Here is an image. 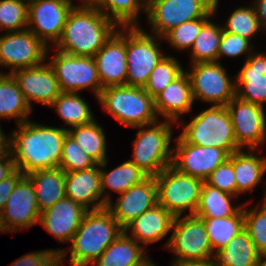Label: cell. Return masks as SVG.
I'll return each mask as SVG.
<instances>
[{
	"instance_id": "277c9868",
	"label": "cell",
	"mask_w": 266,
	"mask_h": 266,
	"mask_svg": "<svg viewBox=\"0 0 266 266\" xmlns=\"http://www.w3.org/2000/svg\"><path fill=\"white\" fill-rule=\"evenodd\" d=\"M180 122L179 125H183L184 129L179 137L185 143L217 147L229 155L241 150L235 140L232 119L226 106L211 105L195 115L189 123L184 120Z\"/></svg>"
},
{
	"instance_id": "60d3db41",
	"label": "cell",
	"mask_w": 266,
	"mask_h": 266,
	"mask_svg": "<svg viewBox=\"0 0 266 266\" xmlns=\"http://www.w3.org/2000/svg\"><path fill=\"white\" fill-rule=\"evenodd\" d=\"M29 0H0V30L17 32L27 29Z\"/></svg>"
},
{
	"instance_id": "e0dca14e",
	"label": "cell",
	"mask_w": 266,
	"mask_h": 266,
	"mask_svg": "<svg viewBox=\"0 0 266 266\" xmlns=\"http://www.w3.org/2000/svg\"><path fill=\"white\" fill-rule=\"evenodd\" d=\"M19 89L32 109V101L51 106L62 92L58 80L49 63L16 70L11 73Z\"/></svg>"
},
{
	"instance_id": "30bf717a",
	"label": "cell",
	"mask_w": 266,
	"mask_h": 266,
	"mask_svg": "<svg viewBox=\"0 0 266 266\" xmlns=\"http://www.w3.org/2000/svg\"><path fill=\"white\" fill-rule=\"evenodd\" d=\"M165 248L175 254L172 262L211 259L214 252L203 219L195 215L175 217Z\"/></svg>"
},
{
	"instance_id": "c3c4849f",
	"label": "cell",
	"mask_w": 266,
	"mask_h": 266,
	"mask_svg": "<svg viewBox=\"0 0 266 266\" xmlns=\"http://www.w3.org/2000/svg\"><path fill=\"white\" fill-rule=\"evenodd\" d=\"M16 170V166L13 161V157L7 151L0 156V181L6 179Z\"/></svg>"
},
{
	"instance_id": "f1b7e54d",
	"label": "cell",
	"mask_w": 266,
	"mask_h": 266,
	"mask_svg": "<svg viewBox=\"0 0 266 266\" xmlns=\"http://www.w3.org/2000/svg\"><path fill=\"white\" fill-rule=\"evenodd\" d=\"M213 259L216 266H259L262 255L243 229L225 247L217 250Z\"/></svg>"
},
{
	"instance_id": "74e56055",
	"label": "cell",
	"mask_w": 266,
	"mask_h": 266,
	"mask_svg": "<svg viewBox=\"0 0 266 266\" xmlns=\"http://www.w3.org/2000/svg\"><path fill=\"white\" fill-rule=\"evenodd\" d=\"M184 71L183 66L176 58L165 55L152 70L144 90L155 98Z\"/></svg>"
},
{
	"instance_id": "1f68e13d",
	"label": "cell",
	"mask_w": 266,
	"mask_h": 266,
	"mask_svg": "<svg viewBox=\"0 0 266 266\" xmlns=\"http://www.w3.org/2000/svg\"><path fill=\"white\" fill-rule=\"evenodd\" d=\"M236 197L212 187L204 181L199 205L194 215L212 219L235 215L243 207V204L234 206L231 203Z\"/></svg>"
},
{
	"instance_id": "bcb514c9",
	"label": "cell",
	"mask_w": 266,
	"mask_h": 266,
	"mask_svg": "<svg viewBox=\"0 0 266 266\" xmlns=\"http://www.w3.org/2000/svg\"><path fill=\"white\" fill-rule=\"evenodd\" d=\"M10 266H63L61 254L57 249H44L29 252L15 260Z\"/></svg>"
},
{
	"instance_id": "ffe728a7",
	"label": "cell",
	"mask_w": 266,
	"mask_h": 266,
	"mask_svg": "<svg viewBox=\"0 0 266 266\" xmlns=\"http://www.w3.org/2000/svg\"><path fill=\"white\" fill-rule=\"evenodd\" d=\"M2 212L10 234L39 223L41 213L35 190L25 175L15 185Z\"/></svg>"
},
{
	"instance_id": "5b68a950",
	"label": "cell",
	"mask_w": 266,
	"mask_h": 266,
	"mask_svg": "<svg viewBox=\"0 0 266 266\" xmlns=\"http://www.w3.org/2000/svg\"><path fill=\"white\" fill-rule=\"evenodd\" d=\"M97 99L104 111L124 126L134 128L159 120L154 98L144 88L108 86L102 89Z\"/></svg>"
},
{
	"instance_id": "2e32d148",
	"label": "cell",
	"mask_w": 266,
	"mask_h": 266,
	"mask_svg": "<svg viewBox=\"0 0 266 266\" xmlns=\"http://www.w3.org/2000/svg\"><path fill=\"white\" fill-rule=\"evenodd\" d=\"M176 141L171 165L178 171L203 181L230 156L225 150L217 147L185 143L179 136Z\"/></svg>"
},
{
	"instance_id": "d6986e66",
	"label": "cell",
	"mask_w": 266,
	"mask_h": 266,
	"mask_svg": "<svg viewBox=\"0 0 266 266\" xmlns=\"http://www.w3.org/2000/svg\"><path fill=\"white\" fill-rule=\"evenodd\" d=\"M158 204V187L155 177H148L142 183L119 194L113 203L106 208L112 213L119 225L124 229L130 222Z\"/></svg>"
},
{
	"instance_id": "ba28073f",
	"label": "cell",
	"mask_w": 266,
	"mask_h": 266,
	"mask_svg": "<svg viewBox=\"0 0 266 266\" xmlns=\"http://www.w3.org/2000/svg\"><path fill=\"white\" fill-rule=\"evenodd\" d=\"M159 40L164 39L139 26L126 27L127 86L144 88L152 70L165 56Z\"/></svg>"
},
{
	"instance_id": "836d02e7",
	"label": "cell",
	"mask_w": 266,
	"mask_h": 266,
	"mask_svg": "<svg viewBox=\"0 0 266 266\" xmlns=\"http://www.w3.org/2000/svg\"><path fill=\"white\" fill-rule=\"evenodd\" d=\"M50 107H54L65 125L72 128L88 124L95 119L90 106L79 93L61 92Z\"/></svg>"
},
{
	"instance_id": "ee69618b",
	"label": "cell",
	"mask_w": 266,
	"mask_h": 266,
	"mask_svg": "<svg viewBox=\"0 0 266 266\" xmlns=\"http://www.w3.org/2000/svg\"><path fill=\"white\" fill-rule=\"evenodd\" d=\"M205 182L223 192L236 196V181L232 164V154L209 175Z\"/></svg>"
},
{
	"instance_id": "3957f363",
	"label": "cell",
	"mask_w": 266,
	"mask_h": 266,
	"mask_svg": "<svg viewBox=\"0 0 266 266\" xmlns=\"http://www.w3.org/2000/svg\"><path fill=\"white\" fill-rule=\"evenodd\" d=\"M123 231L106 207L87 211L70 241L72 244L69 251L58 249L62 265L69 252L70 266H90Z\"/></svg>"
},
{
	"instance_id": "11a10c76",
	"label": "cell",
	"mask_w": 266,
	"mask_h": 266,
	"mask_svg": "<svg viewBox=\"0 0 266 266\" xmlns=\"http://www.w3.org/2000/svg\"><path fill=\"white\" fill-rule=\"evenodd\" d=\"M97 1L98 0H82L81 2L83 4H81V5H91V6H93Z\"/></svg>"
},
{
	"instance_id": "83f0119b",
	"label": "cell",
	"mask_w": 266,
	"mask_h": 266,
	"mask_svg": "<svg viewBox=\"0 0 266 266\" xmlns=\"http://www.w3.org/2000/svg\"><path fill=\"white\" fill-rule=\"evenodd\" d=\"M141 245L123 231L90 266L140 265L148 258L145 247Z\"/></svg>"
},
{
	"instance_id": "d590c367",
	"label": "cell",
	"mask_w": 266,
	"mask_h": 266,
	"mask_svg": "<svg viewBox=\"0 0 266 266\" xmlns=\"http://www.w3.org/2000/svg\"><path fill=\"white\" fill-rule=\"evenodd\" d=\"M93 6L119 27L140 26L139 13L147 11L144 0H98Z\"/></svg>"
},
{
	"instance_id": "f35d334b",
	"label": "cell",
	"mask_w": 266,
	"mask_h": 266,
	"mask_svg": "<svg viewBox=\"0 0 266 266\" xmlns=\"http://www.w3.org/2000/svg\"><path fill=\"white\" fill-rule=\"evenodd\" d=\"M225 22L222 25L223 31L240 35L250 41L261 29L253 5L236 8Z\"/></svg>"
},
{
	"instance_id": "7bdbcfd3",
	"label": "cell",
	"mask_w": 266,
	"mask_h": 266,
	"mask_svg": "<svg viewBox=\"0 0 266 266\" xmlns=\"http://www.w3.org/2000/svg\"><path fill=\"white\" fill-rule=\"evenodd\" d=\"M97 163L87 155L68 133L65 137L59 168L66 173L86 170L96 166Z\"/></svg>"
},
{
	"instance_id": "f907efd6",
	"label": "cell",
	"mask_w": 266,
	"mask_h": 266,
	"mask_svg": "<svg viewBox=\"0 0 266 266\" xmlns=\"http://www.w3.org/2000/svg\"><path fill=\"white\" fill-rule=\"evenodd\" d=\"M171 266H216L213 258L198 261L171 262Z\"/></svg>"
},
{
	"instance_id": "e575fe53",
	"label": "cell",
	"mask_w": 266,
	"mask_h": 266,
	"mask_svg": "<svg viewBox=\"0 0 266 266\" xmlns=\"http://www.w3.org/2000/svg\"><path fill=\"white\" fill-rule=\"evenodd\" d=\"M202 219L214 253L225 247L244 229L243 207L232 216Z\"/></svg>"
},
{
	"instance_id": "ab89813d",
	"label": "cell",
	"mask_w": 266,
	"mask_h": 266,
	"mask_svg": "<svg viewBox=\"0 0 266 266\" xmlns=\"http://www.w3.org/2000/svg\"><path fill=\"white\" fill-rule=\"evenodd\" d=\"M260 206L248 209L243 205L244 229L250 235L257 251L266 256V200L263 199Z\"/></svg>"
},
{
	"instance_id": "6da1fadb",
	"label": "cell",
	"mask_w": 266,
	"mask_h": 266,
	"mask_svg": "<svg viewBox=\"0 0 266 266\" xmlns=\"http://www.w3.org/2000/svg\"><path fill=\"white\" fill-rule=\"evenodd\" d=\"M68 130L27 120L8 137V151L16 169L24 175L44 169L58 168Z\"/></svg>"
},
{
	"instance_id": "4fadbf2b",
	"label": "cell",
	"mask_w": 266,
	"mask_h": 266,
	"mask_svg": "<svg viewBox=\"0 0 266 266\" xmlns=\"http://www.w3.org/2000/svg\"><path fill=\"white\" fill-rule=\"evenodd\" d=\"M49 51V47L28 29L7 32L0 37V66L11 67L8 74L38 66L46 61Z\"/></svg>"
},
{
	"instance_id": "484cf974",
	"label": "cell",
	"mask_w": 266,
	"mask_h": 266,
	"mask_svg": "<svg viewBox=\"0 0 266 266\" xmlns=\"http://www.w3.org/2000/svg\"><path fill=\"white\" fill-rule=\"evenodd\" d=\"M65 175L66 172L59 167L37 170L25 175L34 187L40 213L66 196Z\"/></svg>"
},
{
	"instance_id": "52a82bcc",
	"label": "cell",
	"mask_w": 266,
	"mask_h": 266,
	"mask_svg": "<svg viewBox=\"0 0 266 266\" xmlns=\"http://www.w3.org/2000/svg\"><path fill=\"white\" fill-rule=\"evenodd\" d=\"M158 187V204L171 212L175 217L182 216L188 210L194 215L200 201L204 181L189 176L167 166L155 176Z\"/></svg>"
},
{
	"instance_id": "6f0895ef",
	"label": "cell",
	"mask_w": 266,
	"mask_h": 266,
	"mask_svg": "<svg viewBox=\"0 0 266 266\" xmlns=\"http://www.w3.org/2000/svg\"><path fill=\"white\" fill-rule=\"evenodd\" d=\"M259 266H266V256H262V259H261Z\"/></svg>"
},
{
	"instance_id": "8992f818",
	"label": "cell",
	"mask_w": 266,
	"mask_h": 266,
	"mask_svg": "<svg viewBox=\"0 0 266 266\" xmlns=\"http://www.w3.org/2000/svg\"><path fill=\"white\" fill-rule=\"evenodd\" d=\"M175 122L164 120L138 126L133 140V154L130 161L136 164L149 177L157 176L172 164V128Z\"/></svg>"
},
{
	"instance_id": "f546056e",
	"label": "cell",
	"mask_w": 266,
	"mask_h": 266,
	"mask_svg": "<svg viewBox=\"0 0 266 266\" xmlns=\"http://www.w3.org/2000/svg\"><path fill=\"white\" fill-rule=\"evenodd\" d=\"M107 163L108 160H105L100 164L101 193L106 203L112 201L109 193H105L107 188L111 189L114 192H117L118 194H122L132 186L142 183L149 177L130 160L123 162L110 171L105 170ZM103 167L104 169H102Z\"/></svg>"
},
{
	"instance_id": "ac0fdd59",
	"label": "cell",
	"mask_w": 266,
	"mask_h": 266,
	"mask_svg": "<svg viewBox=\"0 0 266 266\" xmlns=\"http://www.w3.org/2000/svg\"><path fill=\"white\" fill-rule=\"evenodd\" d=\"M93 58L103 88L126 85V27H119Z\"/></svg>"
},
{
	"instance_id": "cb8c5ba5",
	"label": "cell",
	"mask_w": 266,
	"mask_h": 266,
	"mask_svg": "<svg viewBox=\"0 0 266 266\" xmlns=\"http://www.w3.org/2000/svg\"><path fill=\"white\" fill-rule=\"evenodd\" d=\"M154 101L157 115H161L164 120L178 123L181 115L189 113L194 99L190 78L186 71L160 92Z\"/></svg>"
},
{
	"instance_id": "f6af8a7d",
	"label": "cell",
	"mask_w": 266,
	"mask_h": 266,
	"mask_svg": "<svg viewBox=\"0 0 266 266\" xmlns=\"http://www.w3.org/2000/svg\"><path fill=\"white\" fill-rule=\"evenodd\" d=\"M251 42L252 41L241 37L240 35L223 31L219 44L218 62L220 58L222 59V57L225 56L228 58H235L245 53L249 56L253 51H255L251 48Z\"/></svg>"
},
{
	"instance_id": "9f6ffc18",
	"label": "cell",
	"mask_w": 266,
	"mask_h": 266,
	"mask_svg": "<svg viewBox=\"0 0 266 266\" xmlns=\"http://www.w3.org/2000/svg\"><path fill=\"white\" fill-rule=\"evenodd\" d=\"M159 1V0H144L146 8H148L152 3Z\"/></svg>"
},
{
	"instance_id": "7dc6e473",
	"label": "cell",
	"mask_w": 266,
	"mask_h": 266,
	"mask_svg": "<svg viewBox=\"0 0 266 266\" xmlns=\"http://www.w3.org/2000/svg\"><path fill=\"white\" fill-rule=\"evenodd\" d=\"M23 176L24 174L16 169L10 176L0 181V210L4 209L7 200L9 198V195L12 193L17 182Z\"/></svg>"
},
{
	"instance_id": "680465c9",
	"label": "cell",
	"mask_w": 266,
	"mask_h": 266,
	"mask_svg": "<svg viewBox=\"0 0 266 266\" xmlns=\"http://www.w3.org/2000/svg\"><path fill=\"white\" fill-rule=\"evenodd\" d=\"M264 193H265V194H264V200H266V191H265V190H264Z\"/></svg>"
},
{
	"instance_id": "d6a6232c",
	"label": "cell",
	"mask_w": 266,
	"mask_h": 266,
	"mask_svg": "<svg viewBox=\"0 0 266 266\" xmlns=\"http://www.w3.org/2000/svg\"><path fill=\"white\" fill-rule=\"evenodd\" d=\"M67 130L81 149L97 164L107 160L105 132L95 119L88 124L67 128Z\"/></svg>"
},
{
	"instance_id": "7a4b0ae2",
	"label": "cell",
	"mask_w": 266,
	"mask_h": 266,
	"mask_svg": "<svg viewBox=\"0 0 266 266\" xmlns=\"http://www.w3.org/2000/svg\"><path fill=\"white\" fill-rule=\"evenodd\" d=\"M118 29L119 26L95 6L75 5L54 46L57 51L72 56L93 57Z\"/></svg>"
},
{
	"instance_id": "db71d44e",
	"label": "cell",
	"mask_w": 266,
	"mask_h": 266,
	"mask_svg": "<svg viewBox=\"0 0 266 266\" xmlns=\"http://www.w3.org/2000/svg\"><path fill=\"white\" fill-rule=\"evenodd\" d=\"M151 258H147L145 261H143L140 265L137 266H157L155 263H153L152 260H150Z\"/></svg>"
},
{
	"instance_id": "8d00e7d4",
	"label": "cell",
	"mask_w": 266,
	"mask_h": 266,
	"mask_svg": "<svg viewBox=\"0 0 266 266\" xmlns=\"http://www.w3.org/2000/svg\"><path fill=\"white\" fill-rule=\"evenodd\" d=\"M223 32L222 25L210 22L202 26L191 51V64L218 62L220 38Z\"/></svg>"
},
{
	"instance_id": "7c38bea8",
	"label": "cell",
	"mask_w": 266,
	"mask_h": 266,
	"mask_svg": "<svg viewBox=\"0 0 266 266\" xmlns=\"http://www.w3.org/2000/svg\"><path fill=\"white\" fill-rule=\"evenodd\" d=\"M48 63L62 92L79 93L90 88L96 98L100 95L103 87L93 57L72 56L58 51Z\"/></svg>"
},
{
	"instance_id": "816d5d0a",
	"label": "cell",
	"mask_w": 266,
	"mask_h": 266,
	"mask_svg": "<svg viewBox=\"0 0 266 266\" xmlns=\"http://www.w3.org/2000/svg\"><path fill=\"white\" fill-rule=\"evenodd\" d=\"M1 125V124H0ZM0 126V156L8 151V135H5Z\"/></svg>"
},
{
	"instance_id": "44dd1931",
	"label": "cell",
	"mask_w": 266,
	"mask_h": 266,
	"mask_svg": "<svg viewBox=\"0 0 266 266\" xmlns=\"http://www.w3.org/2000/svg\"><path fill=\"white\" fill-rule=\"evenodd\" d=\"M87 211L65 196L40 214L39 224L60 243L70 242Z\"/></svg>"
},
{
	"instance_id": "9a60e30c",
	"label": "cell",
	"mask_w": 266,
	"mask_h": 266,
	"mask_svg": "<svg viewBox=\"0 0 266 266\" xmlns=\"http://www.w3.org/2000/svg\"><path fill=\"white\" fill-rule=\"evenodd\" d=\"M234 128L235 140L243 147L258 150L266 143V115L264 106L235 96L227 105ZM258 147V148H257Z\"/></svg>"
},
{
	"instance_id": "8fae6325",
	"label": "cell",
	"mask_w": 266,
	"mask_h": 266,
	"mask_svg": "<svg viewBox=\"0 0 266 266\" xmlns=\"http://www.w3.org/2000/svg\"><path fill=\"white\" fill-rule=\"evenodd\" d=\"M191 66V72L187 70L186 73L190 78L194 102L200 99L212 105L226 106L236 96L235 80L228 77L220 62Z\"/></svg>"
},
{
	"instance_id": "4dcf8cb0",
	"label": "cell",
	"mask_w": 266,
	"mask_h": 266,
	"mask_svg": "<svg viewBox=\"0 0 266 266\" xmlns=\"http://www.w3.org/2000/svg\"><path fill=\"white\" fill-rule=\"evenodd\" d=\"M32 109L11 74L0 72V119L26 122Z\"/></svg>"
},
{
	"instance_id": "b9f144b4",
	"label": "cell",
	"mask_w": 266,
	"mask_h": 266,
	"mask_svg": "<svg viewBox=\"0 0 266 266\" xmlns=\"http://www.w3.org/2000/svg\"><path fill=\"white\" fill-rule=\"evenodd\" d=\"M212 17H203L184 22L168 31L162 38L178 51L189 50L200 33L202 26Z\"/></svg>"
},
{
	"instance_id": "d4e9b609",
	"label": "cell",
	"mask_w": 266,
	"mask_h": 266,
	"mask_svg": "<svg viewBox=\"0 0 266 266\" xmlns=\"http://www.w3.org/2000/svg\"><path fill=\"white\" fill-rule=\"evenodd\" d=\"M174 219L175 216L171 212L157 204L130 222L123 230L125 233L130 231L131 236H128L146 247L169 235Z\"/></svg>"
},
{
	"instance_id": "5bb4252c",
	"label": "cell",
	"mask_w": 266,
	"mask_h": 266,
	"mask_svg": "<svg viewBox=\"0 0 266 266\" xmlns=\"http://www.w3.org/2000/svg\"><path fill=\"white\" fill-rule=\"evenodd\" d=\"M74 6L72 0H29L27 29L50 48L49 41L53 46L58 42Z\"/></svg>"
},
{
	"instance_id": "f5cc1de1",
	"label": "cell",
	"mask_w": 266,
	"mask_h": 266,
	"mask_svg": "<svg viewBox=\"0 0 266 266\" xmlns=\"http://www.w3.org/2000/svg\"><path fill=\"white\" fill-rule=\"evenodd\" d=\"M10 233L7 229V226H6V223H5V219H4V215H3V212L2 210H0V233Z\"/></svg>"
},
{
	"instance_id": "4316f807",
	"label": "cell",
	"mask_w": 266,
	"mask_h": 266,
	"mask_svg": "<svg viewBox=\"0 0 266 266\" xmlns=\"http://www.w3.org/2000/svg\"><path fill=\"white\" fill-rule=\"evenodd\" d=\"M247 151L249 152L241 149L232 154L237 197L239 194L253 191L266 173V157L257 156L254 149Z\"/></svg>"
},
{
	"instance_id": "9c48e42d",
	"label": "cell",
	"mask_w": 266,
	"mask_h": 266,
	"mask_svg": "<svg viewBox=\"0 0 266 266\" xmlns=\"http://www.w3.org/2000/svg\"><path fill=\"white\" fill-rule=\"evenodd\" d=\"M219 0H159L146 11L152 34L163 37L178 25L203 17L215 16Z\"/></svg>"
},
{
	"instance_id": "603a6c76",
	"label": "cell",
	"mask_w": 266,
	"mask_h": 266,
	"mask_svg": "<svg viewBox=\"0 0 266 266\" xmlns=\"http://www.w3.org/2000/svg\"><path fill=\"white\" fill-rule=\"evenodd\" d=\"M100 181V164L86 170L66 173V196L88 211L105 208L107 203L102 197Z\"/></svg>"
},
{
	"instance_id": "7402d4cb",
	"label": "cell",
	"mask_w": 266,
	"mask_h": 266,
	"mask_svg": "<svg viewBox=\"0 0 266 266\" xmlns=\"http://www.w3.org/2000/svg\"><path fill=\"white\" fill-rule=\"evenodd\" d=\"M236 96L263 106L266 103V53L252 52L233 77Z\"/></svg>"
},
{
	"instance_id": "681fc988",
	"label": "cell",
	"mask_w": 266,
	"mask_h": 266,
	"mask_svg": "<svg viewBox=\"0 0 266 266\" xmlns=\"http://www.w3.org/2000/svg\"><path fill=\"white\" fill-rule=\"evenodd\" d=\"M253 6L261 29L266 31V0H254Z\"/></svg>"
}]
</instances>
